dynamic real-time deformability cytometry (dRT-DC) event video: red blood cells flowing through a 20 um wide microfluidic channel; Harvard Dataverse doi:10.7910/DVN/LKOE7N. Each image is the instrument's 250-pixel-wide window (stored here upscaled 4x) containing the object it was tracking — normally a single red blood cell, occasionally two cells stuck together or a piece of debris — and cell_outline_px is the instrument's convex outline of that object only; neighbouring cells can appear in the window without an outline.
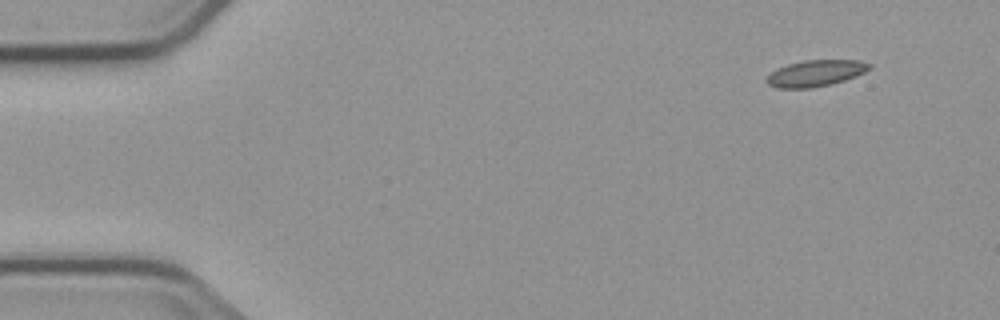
{"species": "common noctule bat (a hibernating species)", "species_latin": "Nyctalus noctula", "temperature_condition": "cold", "stored_images_in_passage": 5, "segment_of_instrument_passage": [2, 2], "camera_frame_rate_fps": 3000, "um_per_image_px": 0.085, "animal": {"sex": "male", "body_mass_g": 23.1, "forearm_length_mm": 52.7}, "frame": {"image": 1, "passage_image": 5, "time_ms": 5.333, "image_size_px": [1000, 320], "cell_outline_px": [[872, 68], [856, 76], [832, 84], [808, 88], [776, 88], [768, 84], [764, 80], [776, 68], [788, 64], [804, 60], [860, 60], [872, 64]], "centroid_in_image_um": [69.33, 6.22], "position_along_channel_um": 15.7, "area_um2": 15.84}}